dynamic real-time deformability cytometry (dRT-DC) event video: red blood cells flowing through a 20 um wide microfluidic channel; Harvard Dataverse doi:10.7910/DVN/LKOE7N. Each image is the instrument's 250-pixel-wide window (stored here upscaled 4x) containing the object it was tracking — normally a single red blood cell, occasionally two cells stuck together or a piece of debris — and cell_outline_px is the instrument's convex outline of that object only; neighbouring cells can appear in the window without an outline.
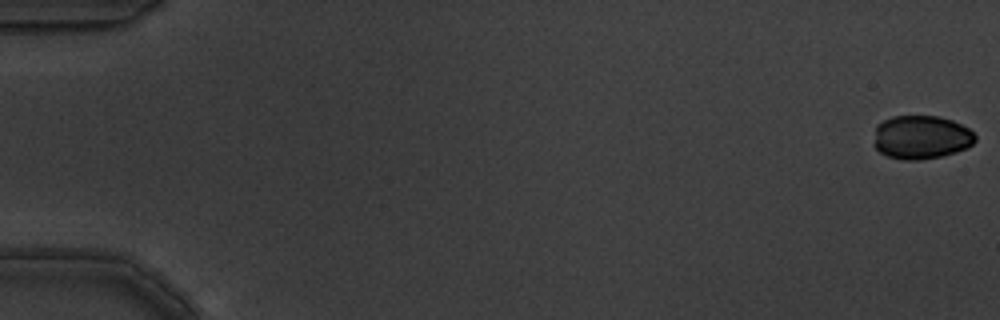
{"species": "common noctule bat (a hibernating species)", "species_latin": "Nyctalus noctula", "temperature_condition": "warm", "stored_images_in_passage": 5, "camera_frame_rate_fps": 3000, "um_per_image_px": 0.085, "animal": {"sex": "male", "body_mass_g": 19.5, "forearm_length_mm": 54.6}, "frame": {"image": 1, "passage_image": 1, "time_ms": 0.0, "image_size_px": [1000, 320], "cell_outline_px": [[976, 140], [968, 148], [956, 152], [940, 156], [920, 160], [904, 160], [888, 156], [880, 152], [876, 148], [876, 124], [892, 116], [940, 116], [952, 120], [968, 128], [976, 136]], "centroid_in_image_um": [78.33, 11.66], "position_along_channel_um": 6.7, "area_um2": 25.66}}